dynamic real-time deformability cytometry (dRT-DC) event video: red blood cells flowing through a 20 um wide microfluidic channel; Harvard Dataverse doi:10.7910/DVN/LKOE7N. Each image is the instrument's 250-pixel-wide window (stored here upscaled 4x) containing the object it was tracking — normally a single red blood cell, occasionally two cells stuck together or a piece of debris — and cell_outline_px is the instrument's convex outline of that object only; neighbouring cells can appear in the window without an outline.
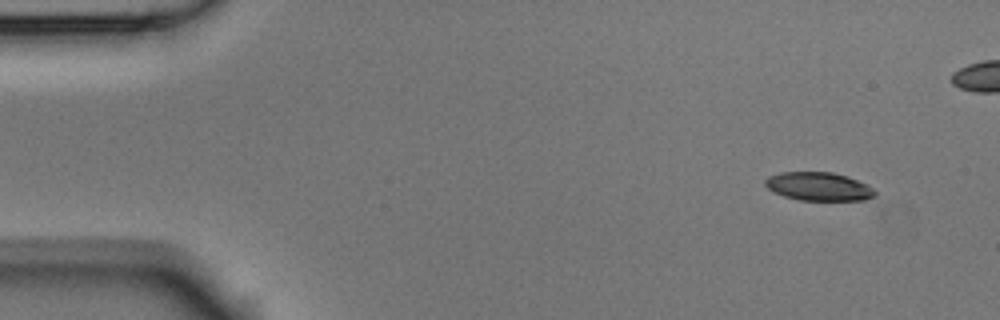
{"species": "Egyptian fruit bat (a non-hibernating species)", "species_latin": "Rousettus aegyptiacus", "temperature_condition": "room temperature", "stored_images_in_passage": 6, "camera_frame_rate_fps": 3000, "um_per_image_px": 0.085, "animal": {"sex": "male"}, "frame": {"image": 1, "passage_image": 6, "time_ms": 1.667, "image_size_px": [1000, 320], "cell_outline_px": [[876, 196], [864, 200], [800, 200], [784, 196], [772, 192], [764, 184], [764, 180], [768, 176], [780, 172], [832, 172], [848, 176], [868, 184], [876, 192]], "centroid_in_image_um": [69.58, 15.84], "position_along_channel_um": 15.4, "area_um2": 18.38}}